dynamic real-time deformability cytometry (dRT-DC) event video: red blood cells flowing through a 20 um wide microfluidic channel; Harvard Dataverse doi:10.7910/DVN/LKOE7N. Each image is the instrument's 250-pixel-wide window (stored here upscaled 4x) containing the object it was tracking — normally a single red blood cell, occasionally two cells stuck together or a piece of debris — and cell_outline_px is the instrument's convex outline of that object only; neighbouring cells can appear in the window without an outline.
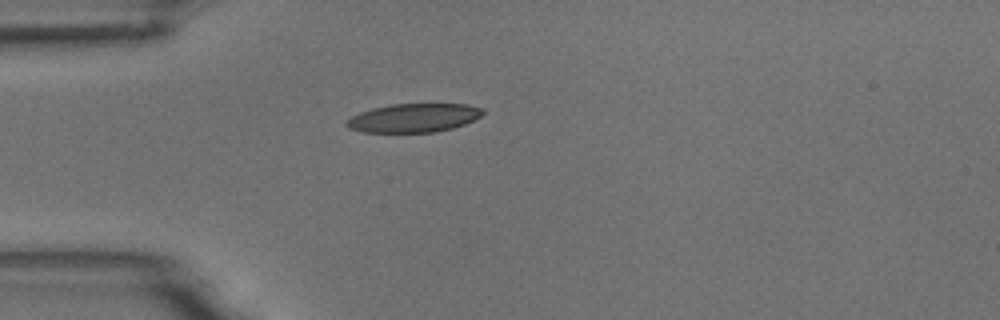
{"species": "common noctule bat (a hibernating species)", "species_latin": "Nyctalus noctula", "temperature_condition": "room temperature", "stored_images_in_passage": 40, "camera_frame_rate_fps": 3000, "um_per_image_px": 0.085, "animal": {"sex": "male", "body_mass_g": 18.8}, "frame": {"image": 1, "passage_image": 1, "time_ms": 0.0, "image_size_px": [1000, 320], "cell_outline_px": [[484, 112], [480, 116], [464, 124], [452, 128], [436, 132], [364, 132], [348, 128], [344, 124], [352, 116], [360, 112], [372, 108], [392, 104], [468, 104], [484, 108]], "centroid_in_image_um": [35.17, 10.02], "position_along_channel_um": 49.8, "area_um2": 22.72}}
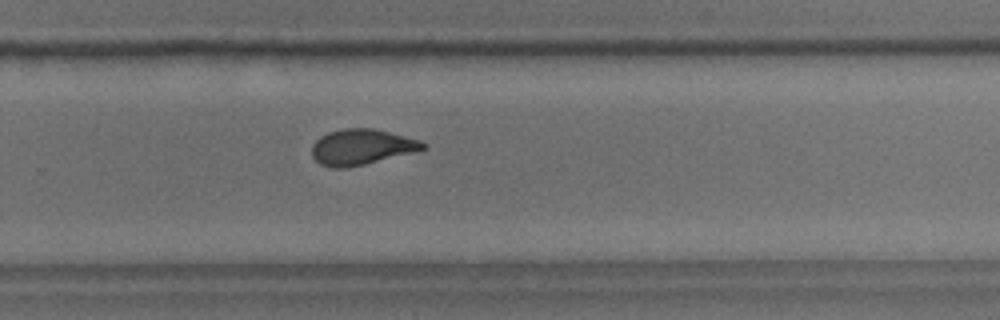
{"frame": {"image": 2, "passage_image": 22, "time_ms": 7.0, "image_size_px": [1000, 320], "cell_outline_px": [[428, 148], [364, 164], [344, 168], [332, 168], [320, 164], [312, 156], [312, 144], [320, 136], [328, 132], [340, 128], [372, 128], [420, 140], [428, 144]], "centroid_in_image_um": [30.71, 12.48], "position_along_channel_um": 299.1, "area_um2": 22.95}}
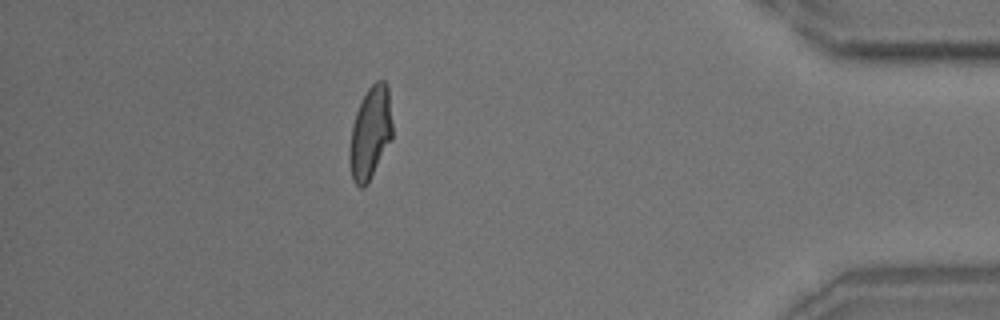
{"frame": {"image": 3, "passage_image": 34, "time_ms": 11.0, "image_size_px": [1000, 320], "cell_outline_px": [[392, 140], [364, 188], [360, 188], [352, 180], [348, 160], [348, 156], [352, 124], [356, 112], [368, 88], [376, 80], [384, 80], [388, 84], [392, 124]], "centroid_in_image_um": [31.47, 11.3], "position_along_channel_um": 403.7, "area_um2": 23.18}, "authors_computed_cell_mechanics": {"area_um2": 23.2356, "velocity_mm_per_s": 3.7171, "shape_relaxation_time_tau1_ms": 5.3588, "shape_relaxation_time_tau2_ms": 1.5233, "deformation_change_tau1": 0.1812, "deformation_change_tau2": 0.0901}}